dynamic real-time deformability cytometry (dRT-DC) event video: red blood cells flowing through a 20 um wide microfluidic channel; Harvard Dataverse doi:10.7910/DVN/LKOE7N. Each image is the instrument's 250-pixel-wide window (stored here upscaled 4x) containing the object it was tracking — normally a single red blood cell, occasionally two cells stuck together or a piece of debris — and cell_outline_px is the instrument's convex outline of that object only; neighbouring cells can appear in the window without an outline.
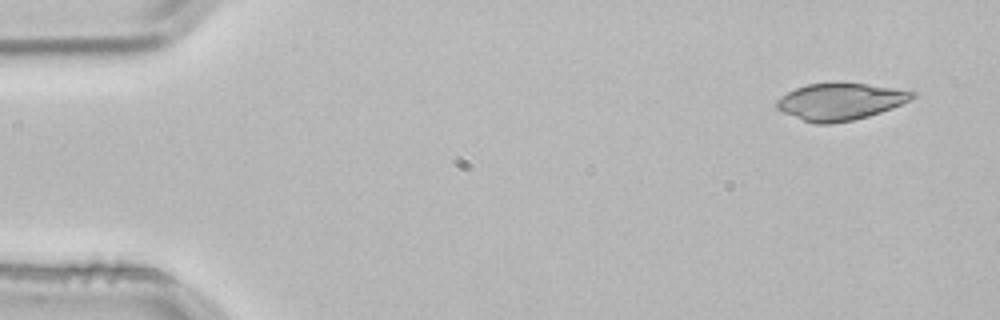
{"species": "common noctule bat (a hibernating species)", "species_latin": "Nyctalus noctula", "temperature_condition": "room temperature", "stored_images_in_passage": 4, "camera_frame_rate_fps": 3000, "um_per_image_px": 0.085, "animal": {"sex": "male", "body_mass_g": 21.5, "forearm_length_mm": 52.0}, "frame": {"image": 1, "passage_image": 1, "time_ms": 0.0, "image_size_px": [1000, 320], "cell_outline_px": [[916, 96], [912, 100], [892, 108], [868, 116], [852, 120], [828, 124], [816, 124], [804, 120], [784, 112], [776, 108], [776, 100], [780, 96], [796, 88], [808, 84], [836, 80], [892, 88], [916, 92]], "centroid_in_image_um": [71.42, 8.6], "position_along_channel_um": 13.6, "area_um2": 29.42}}